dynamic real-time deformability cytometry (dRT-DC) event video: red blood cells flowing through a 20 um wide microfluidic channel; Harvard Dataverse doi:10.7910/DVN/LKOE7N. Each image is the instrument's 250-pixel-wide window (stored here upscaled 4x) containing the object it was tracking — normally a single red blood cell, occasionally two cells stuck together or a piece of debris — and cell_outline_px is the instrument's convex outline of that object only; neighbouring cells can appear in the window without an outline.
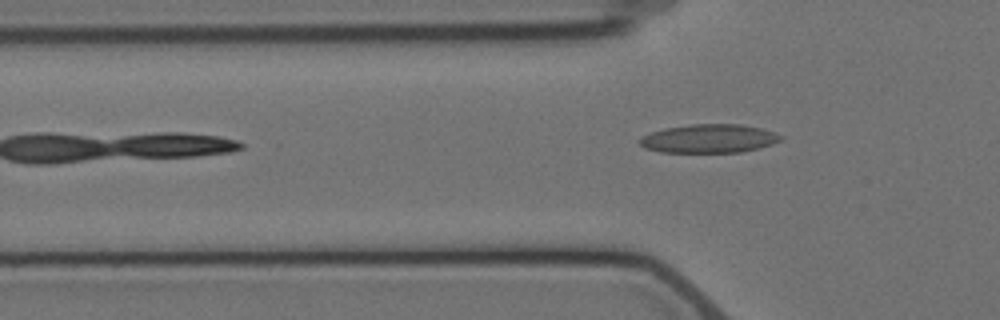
{"species": "Egyptian fruit bat (a non-hibernating species)", "species_latin": "Rousettus aegyptiacus", "temperature_condition": "cold", "stored_images_in_passage": 3, "camera_frame_rate_fps": 3000, "um_per_image_px": 0.085, "animal": {"sex": "female"}, "frame": {"image": 1, "passage_image": 3, "time_ms": 2.333, "image_size_px": [1000, 320], "cell_outline_px": [[784, 136], [780, 140], [772, 144], [740, 152], [660, 152], [644, 148], [640, 144], [640, 140], [644, 136], [652, 132], [664, 128], [692, 124], [740, 124], [760, 128]], "centroid_in_image_um": [60.25, 11.78], "position_along_channel_um": 65.5, "area_um2": 23.24}}